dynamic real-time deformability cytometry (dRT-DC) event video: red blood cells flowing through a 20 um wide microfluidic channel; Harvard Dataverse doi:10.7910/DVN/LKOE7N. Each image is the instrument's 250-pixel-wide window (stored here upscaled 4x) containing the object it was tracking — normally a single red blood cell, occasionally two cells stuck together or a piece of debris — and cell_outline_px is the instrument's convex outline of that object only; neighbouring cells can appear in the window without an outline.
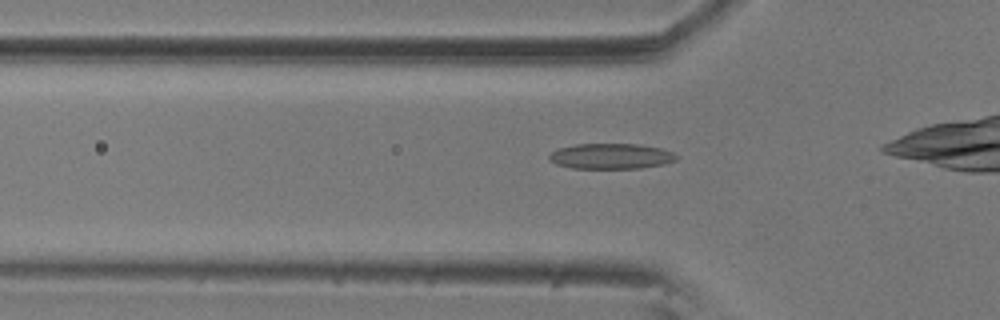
{"species": "common noctule bat (a hibernating species)", "species_latin": "Nyctalus noctula", "temperature_condition": "room temperature", "stored_images_in_passage": 36, "camera_frame_rate_fps": 3000, "um_per_image_px": 0.085, "animal": {"sex": "male", "body_mass_g": 20.5, "forearm_length_mm": 52.5}, "frame": {"image": 1, "passage_image": 6, "time_ms": 1.667, "image_size_px": [1000, 320], "cell_outline_px": [[680, 156], [676, 160], [664, 164], [640, 168], [572, 168], [556, 164], [548, 160], [548, 156], [552, 152], [560, 148], [576, 144], [640, 144], [660, 148], [672, 152]], "centroid_in_image_um": [51.95, 13.28], "position_along_channel_um": 73.9, "area_um2": 18.9}}
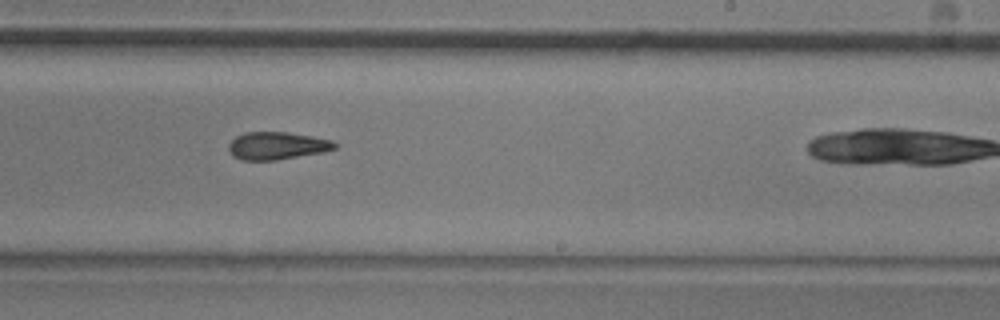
{"frame": {"image": 2, "passage_image": 22, "time_ms": 7.0, "image_size_px": [1000, 320], "cell_outline_px": [[336, 148], [320, 152], [276, 160], [240, 160], [232, 156], [228, 152], [228, 144], [236, 136], [244, 132], [288, 132], [312, 136], [332, 140], [336, 144]], "centroid_in_image_um": [23.48, 12.38], "position_along_channel_um": 265.5, "area_um2": 17.05}}
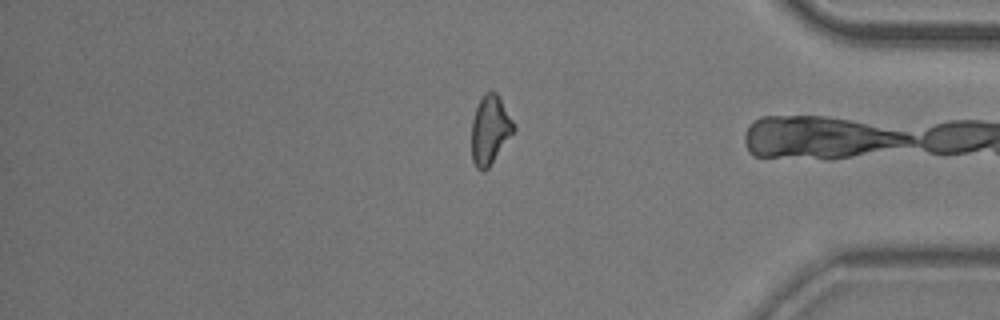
{"frame": {"image": 3, "passage_image": 35, "time_ms": 11.333, "image_size_px": [1000, 320], "cell_outline_px": [[516, 128], [488, 168], [484, 172], [480, 172], [476, 168], [472, 160], [472, 120], [476, 108], [480, 100], [488, 92], [496, 92], [512, 120]], "centroid_in_image_um": [41.63, 11.09], "position_along_channel_um": 393.6, "area_um2": 16.47}, "authors_computed_cell_mechanics": {"area_um2": 17.6001, "velocity_mm_per_s": 3.5684, "shape_relaxation_time_tau1_ms": 8.4398, "shape_relaxation_time_tau2_ms": 5.7178, "deformation_change_tau1": 0.1675, "deformation_change_tau2": 0.1532}}